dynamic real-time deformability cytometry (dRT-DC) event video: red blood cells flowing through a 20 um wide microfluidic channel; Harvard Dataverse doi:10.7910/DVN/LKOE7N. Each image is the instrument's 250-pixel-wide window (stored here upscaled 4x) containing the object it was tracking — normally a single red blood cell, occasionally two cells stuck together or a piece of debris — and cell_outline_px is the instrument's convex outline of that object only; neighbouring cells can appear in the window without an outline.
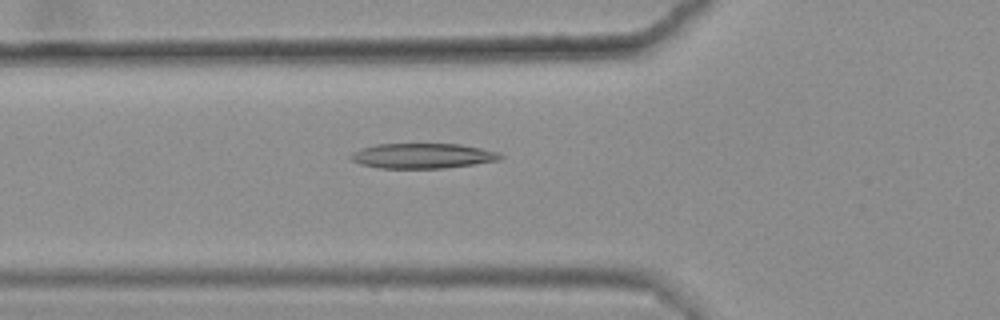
{"species": "common noctule bat (a hibernating species)", "species_latin": "Nyctalus noctula", "temperature_condition": "warm", "stored_images_in_passage": 35, "camera_frame_rate_fps": 3000, "um_per_image_px": 0.085, "animal": {"sex": "female", "body_mass_g": 25.1}, "frame": {"image": 1, "passage_image": 5, "time_ms": 1.333, "image_size_px": [1000, 320], "cell_outline_px": [[504, 156], [500, 160], [444, 168], [380, 168], [360, 164], [352, 160], [348, 156], [352, 152], [360, 148], [376, 144], [460, 144], [500, 152]], "centroid_in_image_um": [35.9, 13.24], "position_along_channel_um": 89.9, "area_um2": 21.91}}
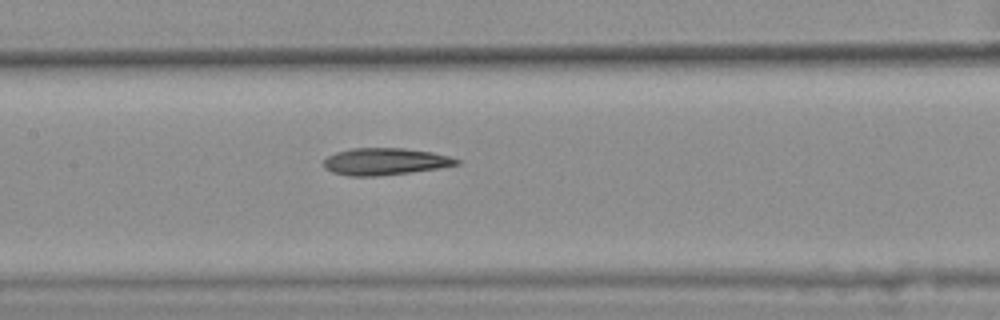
{"frame": {"image": 2, "passage_image": 12, "time_ms": 3.667, "image_size_px": [1000, 320], "cell_outline_px": [[460, 164], [436, 168], [380, 176], [348, 176], [332, 172], [324, 168], [324, 160], [328, 156], [336, 152], [352, 148], [404, 148], [432, 152], [448, 156], [460, 160]], "centroid_in_image_um": [32.69, 13.73], "position_along_channel_um": 174.7, "area_um2": 20.75}}
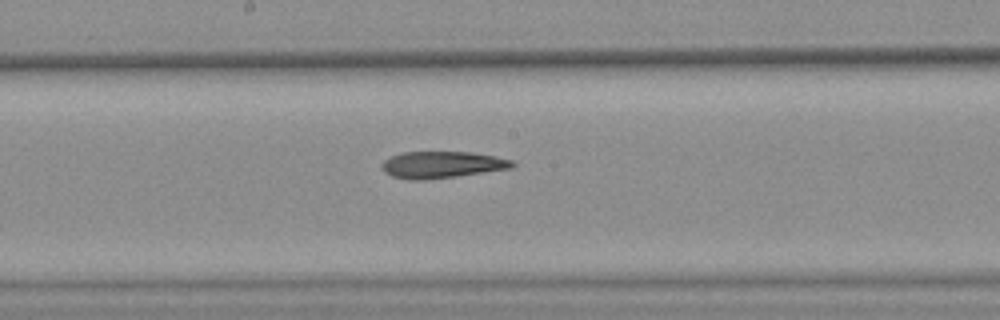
{"frame": {"image": 3, "passage_image": 15, "time_ms": 4.667, "image_size_px": [1000, 320], "cell_outline_px": [[516, 164], [512, 168], [456, 176], [424, 180], [408, 180], [392, 176], [384, 172], [384, 160], [400, 152], [472, 152], [496, 156], [512, 160]], "centroid_in_image_um": [37.59, 14.0], "position_along_channel_um": 210.6, "area_um2": 20.23}, "authors_computed_cell_mechanics": {"area_um2": 20.808, "velocity_mm_per_s": 3.615, "shape_relaxation_time_tau1_ms": null, "shape_relaxation_time_tau2_ms": 6.0218, "deformation_change_tau1": null, "deformation_change_tau2": 0.1692}}